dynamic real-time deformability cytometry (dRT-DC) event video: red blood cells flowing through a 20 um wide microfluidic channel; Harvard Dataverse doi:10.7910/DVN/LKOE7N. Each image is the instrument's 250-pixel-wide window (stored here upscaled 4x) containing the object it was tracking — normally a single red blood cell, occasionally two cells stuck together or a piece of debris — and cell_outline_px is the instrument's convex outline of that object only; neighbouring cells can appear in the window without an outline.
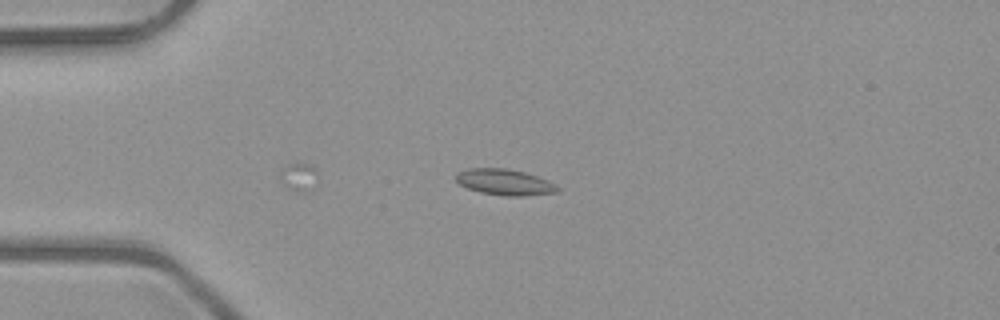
{"species": "common noctule bat (a hibernating species)", "species_latin": "Nyctalus noctula", "temperature_condition": "room temperature", "stored_images_in_passage": 7, "camera_frame_rate_fps": 3000, "um_per_image_px": 0.085, "animal": {"sex": "male", "body_mass_g": 23.1, "forearm_length_mm": 52.7}, "frame": {"image": 1, "passage_image": 1, "time_ms": 0.0, "image_size_px": [1000, 320], "cell_outline_px": [[560, 188], [556, 192], [524, 196], [504, 196], [480, 192], [468, 188], [460, 184], [456, 180], [456, 172], [468, 168], [504, 168], [524, 172], [548, 180], [556, 184]], "centroid_in_image_um": [42.89, 15.48], "position_along_channel_um": 42.1, "area_um2": 15.37}}
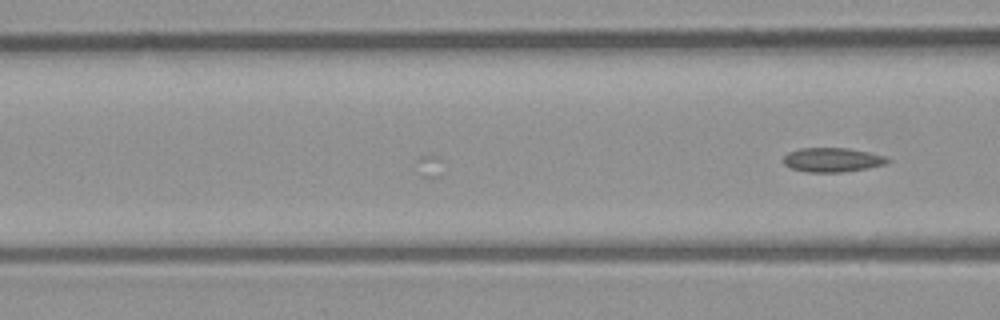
{"frame": {"image": 2, "passage_image": 7, "time_ms": 2.0, "image_size_px": [1000, 320], "cell_outline_px": [[892, 160], [884, 164], [868, 168], [844, 172], [808, 172], [792, 168], [784, 164], [784, 156], [788, 152], [800, 148], [848, 148], [868, 152], [884, 156]], "centroid_in_image_um": [70.75, 13.58], "position_along_channel_um": 95.8, "area_um2": 14.62}}